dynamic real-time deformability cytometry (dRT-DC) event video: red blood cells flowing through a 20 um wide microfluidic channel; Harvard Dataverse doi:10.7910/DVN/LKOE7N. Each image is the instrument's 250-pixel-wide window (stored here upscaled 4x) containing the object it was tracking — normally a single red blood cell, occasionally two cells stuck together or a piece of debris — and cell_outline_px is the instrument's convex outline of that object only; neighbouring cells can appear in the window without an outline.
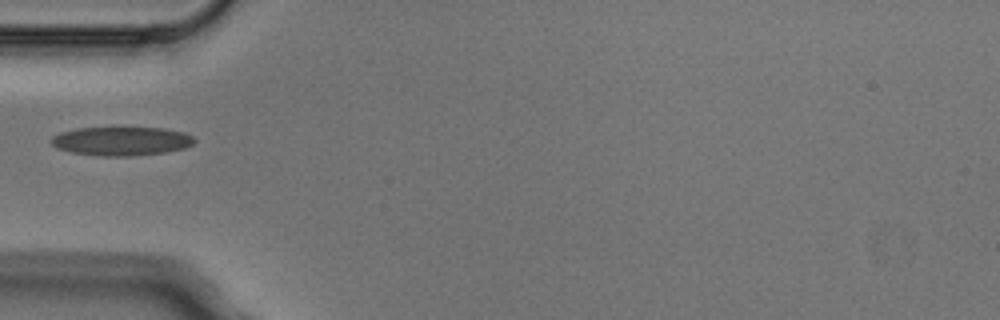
{"species": "Egyptian fruit bat (a non-hibernating species)", "species_latin": "Rousettus aegyptiacus", "temperature_condition": "cold", "stored_images_in_passage": 1, "camera_frame_rate_fps": 3000, "um_per_image_px": 0.085, "animal": {"sex": "male"}, "frame": {"image": 1, "passage_image": 1, "time_ms": 0.0, "image_size_px": [1000, 320], "cell_outline_px": [[196, 140], [192, 144], [184, 148], [168, 152], [132, 156], [100, 156], [72, 152], [56, 148], [52, 144], [52, 136], [60, 132], [76, 128], [164, 128], [184, 132], [192, 136]], "centroid_in_image_um": [10.33, 12.0], "position_along_channel_um": 74.7, "area_um2": 24.04}}